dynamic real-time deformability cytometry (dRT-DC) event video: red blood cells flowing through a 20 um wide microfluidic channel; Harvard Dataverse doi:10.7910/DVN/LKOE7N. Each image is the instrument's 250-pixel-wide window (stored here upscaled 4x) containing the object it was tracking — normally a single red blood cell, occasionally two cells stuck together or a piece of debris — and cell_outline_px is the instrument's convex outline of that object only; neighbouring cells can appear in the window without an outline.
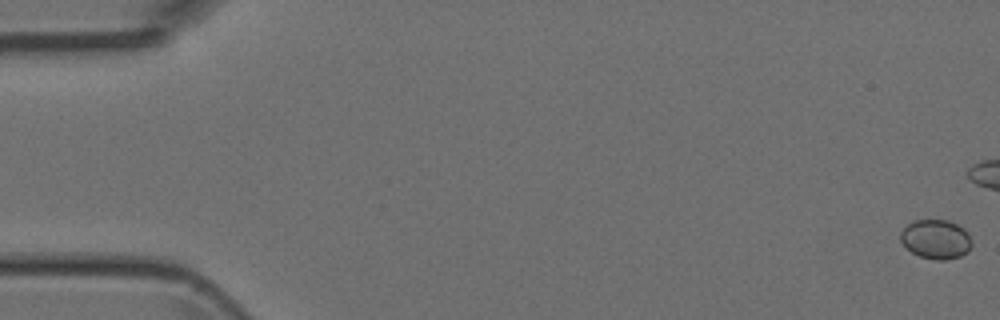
{"species": "Egyptian fruit bat (a non-hibernating species)", "species_latin": "Rousettus aegyptiacus", "temperature_condition": "room temperature", "stored_images_in_passage": 4, "segment_of_instrument_passage": [2, 2], "camera_frame_rate_fps": 3000, "um_per_image_px": 0.085, "animal": {"sex": "female"}, "frame": {"image": 1, "passage_image": 4, "time_ms": 4.333, "image_size_px": [1000, 320], "cell_outline_px": [[972, 244], [968, 252], [960, 256], [944, 260], [936, 260], [920, 256], [912, 252], [900, 240], [900, 232], [912, 220], [948, 220], [964, 228], [968, 232], [972, 240]], "centroid_in_image_um": [79.57, 20.33], "position_along_channel_um": 5.4, "area_um2": 16.36}}